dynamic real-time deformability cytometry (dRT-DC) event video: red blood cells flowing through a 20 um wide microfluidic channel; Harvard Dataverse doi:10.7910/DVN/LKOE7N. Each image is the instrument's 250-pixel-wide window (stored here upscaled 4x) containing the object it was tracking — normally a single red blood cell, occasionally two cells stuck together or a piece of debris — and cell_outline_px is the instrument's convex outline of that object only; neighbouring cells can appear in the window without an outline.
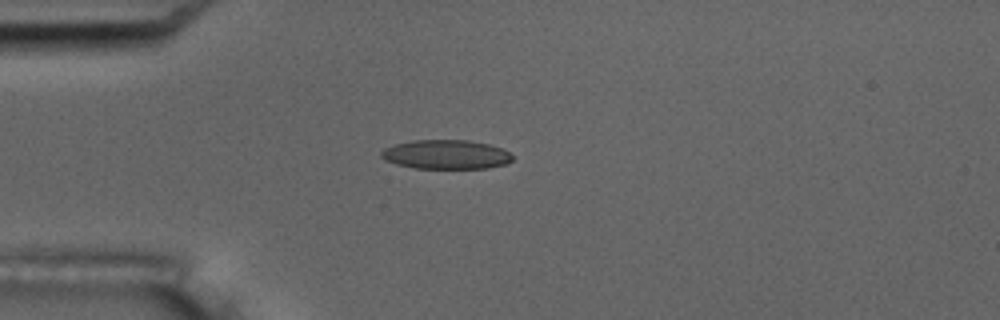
{"species": "common noctule bat (a hibernating species)", "species_latin": "Nyctalus noctula", "temperature_condition": "room temperature", "stored_images_in_passage": 4, "camera_frame_rate_fps": 3000, "um_per_image_px": 0.085, "animal": {"sex": "male", "body_mass_g": 17.5, "forearm_length_mm": 52.3}, "frame": {"image": 1, "passage_image": 4, "time_ms": 3.667, "image_size_px": [1000, 320], "cell_outline_px": [[512, 160], [504, 164], [488, 168], [416, 168], [396, 164], [384, 160], [380, 156], [380, 152], [384, 148], [396, 144], [412, 140], [468, 140], [488, 144], [500, 148], [508, 152], [512, 156]], "centroid_in_image_um": [37.87, 13.13], "position_along_channel_um": 47.1, "area_um2": 22.2}}